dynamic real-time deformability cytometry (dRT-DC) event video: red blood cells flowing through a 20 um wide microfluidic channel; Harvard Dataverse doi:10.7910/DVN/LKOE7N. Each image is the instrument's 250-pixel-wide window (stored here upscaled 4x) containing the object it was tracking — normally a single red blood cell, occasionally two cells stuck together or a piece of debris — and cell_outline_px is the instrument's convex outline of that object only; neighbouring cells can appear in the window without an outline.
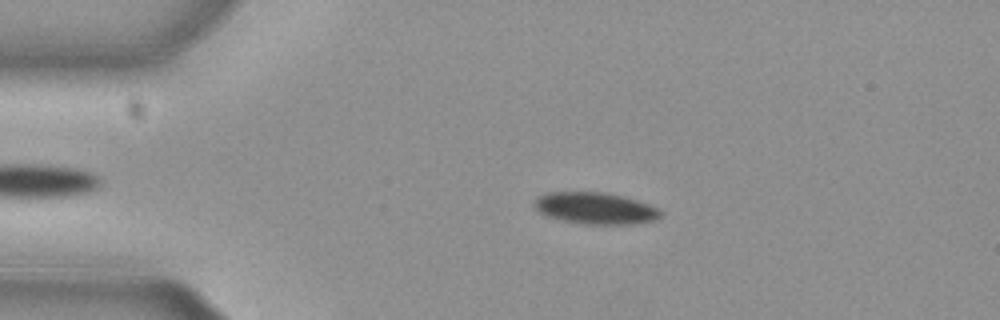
{"species": "common noctule bat (a hibernating species)", "species_latin": "Nyctalus noctula", "temperature_condition": "cold", "stored_images_in_passage": 23, "camera_frame_rate_fps": 3000, "um_per_image_px": 0.085, "animal": {"sex": "female", "body_mass_g": 29.2, "forearm_length_mm": 56.3}, "frame": {"image": 1, "passage_image": 10, "time_ms": 3.0, "image_size_px": [1000, 320], "cell_outline_px": [[660, 216], [652, 220], [632, 224], [584, 224], [560, 220], [548, 216], [540, 212], [532, 204], [536, 196], [544, 192], [604, 192], [636, 200], [648, 204], [656, 208], [660, 212]], "centroid_in_image_um": [50.51, 17.69], "position_along_channel_um": 34.5, "area_um2": 23.12}}